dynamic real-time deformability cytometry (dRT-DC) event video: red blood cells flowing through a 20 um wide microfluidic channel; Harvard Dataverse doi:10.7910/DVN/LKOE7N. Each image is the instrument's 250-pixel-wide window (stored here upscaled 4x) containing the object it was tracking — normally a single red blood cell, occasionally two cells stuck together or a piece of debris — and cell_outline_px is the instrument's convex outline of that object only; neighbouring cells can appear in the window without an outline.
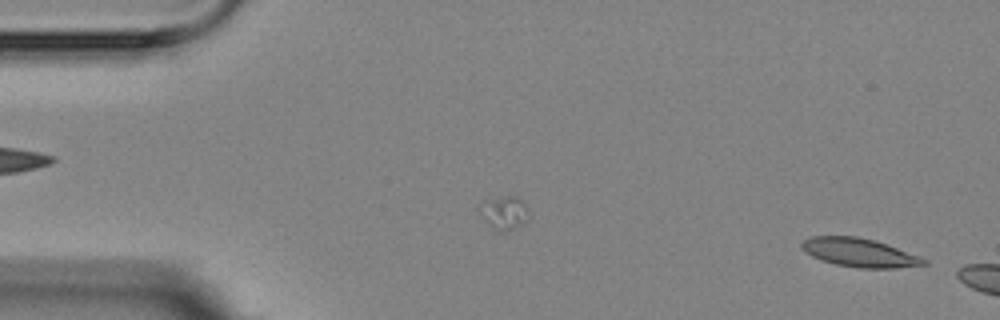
{"species": "Egyptian fruit bat (a non-hibernating species)", "species_latin": "Rousettus aegyptiacus", "temperature_condition": "room temperature", "stored_images_in_passage": 5, "segment_of_instrument_passage": [2, 2], "camera_frame_rate_fps": 3000, "um_per_image_px": 0.085, "animal": {"sex": "female"}, "frame": {"image": 1, "passage_image": 5, "time_ms": 4.667, "image_size_px": [1000, 320], "cell_outline_px": [[928, 264], [896, 268], [860, 268], [836, 264], [820, 260], [812, 256], [800, 244], [808, 236], [856, 236], [888, 244], [920, 256], [928, 260]], "centroid_in_image_um": [73.09, 21.47], "position_along_channel_um": 11.9, "area_um2": 20.29}}